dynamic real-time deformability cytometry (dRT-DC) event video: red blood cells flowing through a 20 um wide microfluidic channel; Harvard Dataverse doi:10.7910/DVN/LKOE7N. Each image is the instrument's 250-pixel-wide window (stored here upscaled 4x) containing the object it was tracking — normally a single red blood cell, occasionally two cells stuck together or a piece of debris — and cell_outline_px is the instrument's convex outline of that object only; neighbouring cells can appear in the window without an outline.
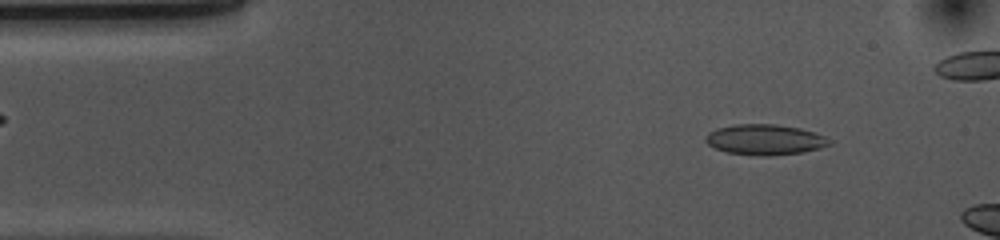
{"species": "common noctule bat (a hibernating species)", "species_latin": "Nyctalus noctula", "temperature_condition": "cold", "stored_images_in_passage": 10, "camera_frame_rate_fps": 3000, "um_per_image_px": 0.085, "animal": {"sex": "female", "body_mass_g": 10.0, "forearm_length_mm": 53.1}, "frame": {"image": 1, "passage_image": 5, "time_ms": 1.333, "image_size_px": [1000, 240], "cell_outline_px": [[832, 144], [820, 148], [804, 152], [768, 156], [764, 156], [728, 152], [716, 148], [708, 144], [704, 140], [704, 136], [708, 132], [716, 128], [736, 124], [776, 124], [800, 128], [816, 132], [824, 136]], "centroid_in_image_um": [65.01, 11.86], "position_along_channel_um": 20.0, "area_um2": 22.02}}